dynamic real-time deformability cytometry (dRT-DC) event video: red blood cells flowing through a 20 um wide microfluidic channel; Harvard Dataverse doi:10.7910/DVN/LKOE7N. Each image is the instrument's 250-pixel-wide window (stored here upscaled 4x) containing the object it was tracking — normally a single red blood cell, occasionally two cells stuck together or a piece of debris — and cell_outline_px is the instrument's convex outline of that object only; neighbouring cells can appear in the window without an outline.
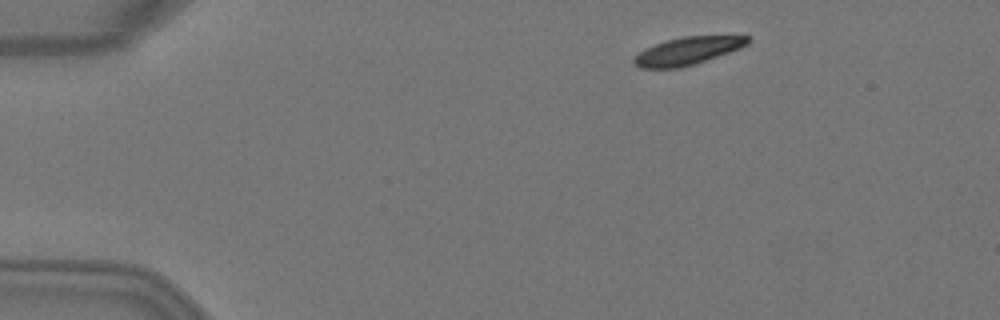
{"species": "Egyptian fruit bat (a non-hibernating species)", "species_latin": "Rousettus aegyptiacus", "temperature_condition": "warm", "stored_images_in_passage": 2, "camera_frame_rate_fps": 3000, "um_per_image_px": 0.085, "animal": {"sex": "female"}, "frame": {"image": 1, "passage_image": 1, "time_ms": 0.0, "image_size_px": [1000, 320], "cell_outline_px": [[752, 40], [748, 44], [740, 48], [680, 68], [640, 68], [632, 64], [632, 60], [640, 52], [656, 44], [668, 40], [684, 36], [748, 36]], "centroid_in_image_um": [58.44, 4.33], "position_along_channel_um": 26.6, "area_um2": 17.92}}